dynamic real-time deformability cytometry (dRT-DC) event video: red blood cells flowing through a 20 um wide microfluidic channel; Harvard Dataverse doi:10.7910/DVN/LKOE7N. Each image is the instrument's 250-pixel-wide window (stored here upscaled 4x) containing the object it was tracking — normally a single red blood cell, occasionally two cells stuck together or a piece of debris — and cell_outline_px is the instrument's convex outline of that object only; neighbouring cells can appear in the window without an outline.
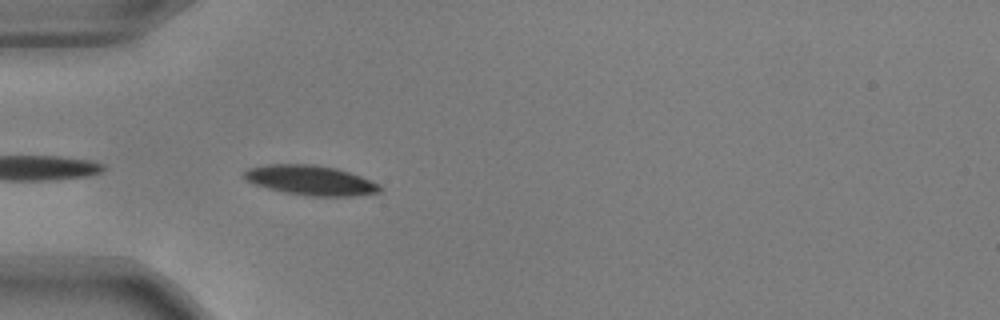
{"species": "common noctule bat (a hibernating species)", "species_latin": "Nyctalus noctula", "temperature_condition": "warm", "stored_images_in_passage": 9, "camera_frame_rate_fps": 3000, "um_per_image_px": 0.085, "animal": {"sex": "male", "body_mass_g": 17.9, "forearm_length_mm": 54.2}, "frame": {"image": 1, "passage_image": 2, "time_ms": 0.333, "image_size_px": [1000, 320], "cell_outline_px": [[384, 188], [380, 192], [352, 196], [312, 196], [288, 192], [268, 188], [256, 184], [248, 180], [244, 176], [244, 172], [248, 168], [268, 164], [316, 164], [336, 168], [360, 176], [380, 184]], "centroid_in_image_um": [26.45, 15.31], "position_along_channel_um": 58.5, "area_um2": 23.29}}